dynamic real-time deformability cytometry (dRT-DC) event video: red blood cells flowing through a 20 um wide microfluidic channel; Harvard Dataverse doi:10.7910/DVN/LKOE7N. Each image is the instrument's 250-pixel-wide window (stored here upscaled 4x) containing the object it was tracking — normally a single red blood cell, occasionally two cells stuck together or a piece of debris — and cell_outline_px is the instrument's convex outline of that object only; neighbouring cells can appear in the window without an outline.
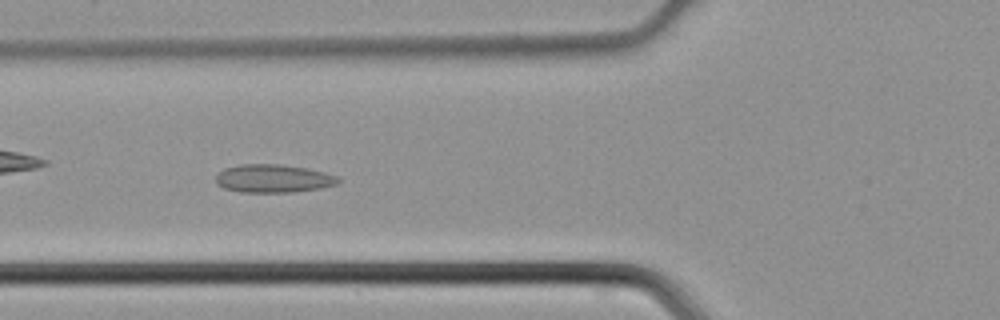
{"species": "common noctule bat (a hibernating species)", "species_latin": "Nyctalus noctula", "temperature_condition": "cold", "stored_images_in_passage": 45, "camera_frame_rate_fps": 3000, "um_per_image_px": 0.085, "animal": {"sex": "male", "body_mass_g": 21.5, "forearm_length_mm": 52.0}, "frame": {"image": 1, "passage_image": 17, "time_ms": 5.333, "image_size_px": [1000, 320], "cell_outline_px": [[340, 180], [336, 184], [320, 188], [292, 192], [240, 192], [224, 188], [216, 184], [216, 176], [224, 168], [240, 164], [280, 164], [308, 168], [340, 176]], "centroid_in_image_um": [23.23, 15.17], "position_along_channel_um": 102.6, "area_um2": 20.17}}
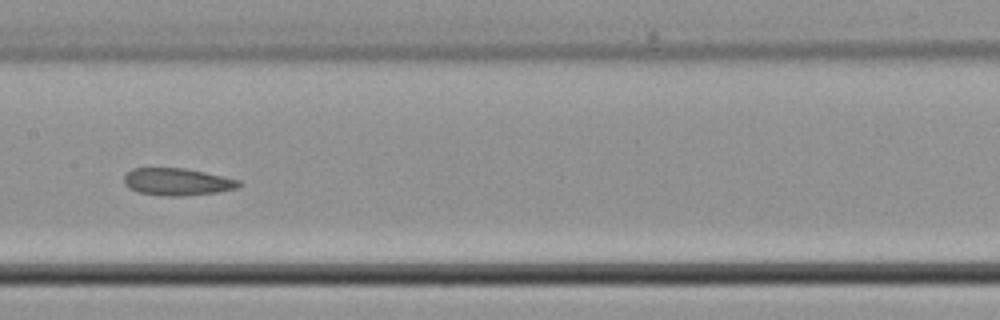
{"frame": {"image": 2, "passage_image": 23, "time_ms": 7.333, "image_size_px": [1000, 320], "cell_outline_px": [[240, 184], [236, 188], [216, 192], [184, 196], [160, 196], [140, 192], [128, 188], [124, 184], [124, 176], [132, 168], [184, 168], [204, 172], [240, 180]], "centroid_in_image_um": [15.02, 15.45], "position_along_channel_um": 192.4, "area_um2": 18.15}}
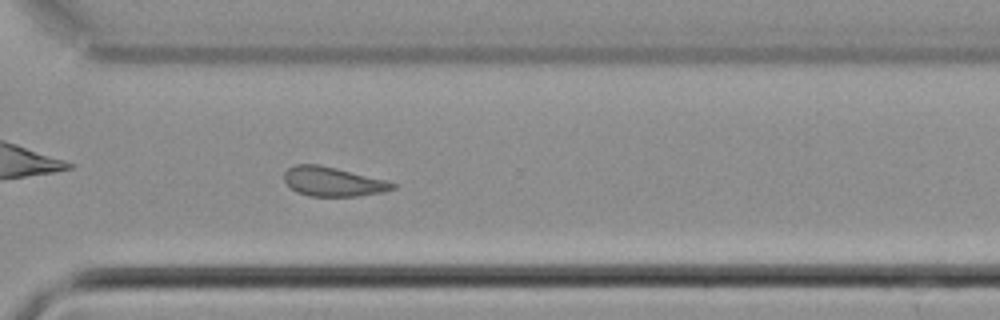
{"frame": {"image": 3, "passage_image": 33, "time_ms": 10.667, "image_size_px": [1000, 320], "cell_outline_px": [[396, 188], [384, 192], [356, 196], [308, 196], [296, 192], [284, 180], [284, 172], [288, 168], [296, 164], [316, 164], [384, 180], [396, 184]], "centroid_in_image_um": [28.26, 15.45], "position_along_channel_um": 342.3, "area_um2": 18.15}}